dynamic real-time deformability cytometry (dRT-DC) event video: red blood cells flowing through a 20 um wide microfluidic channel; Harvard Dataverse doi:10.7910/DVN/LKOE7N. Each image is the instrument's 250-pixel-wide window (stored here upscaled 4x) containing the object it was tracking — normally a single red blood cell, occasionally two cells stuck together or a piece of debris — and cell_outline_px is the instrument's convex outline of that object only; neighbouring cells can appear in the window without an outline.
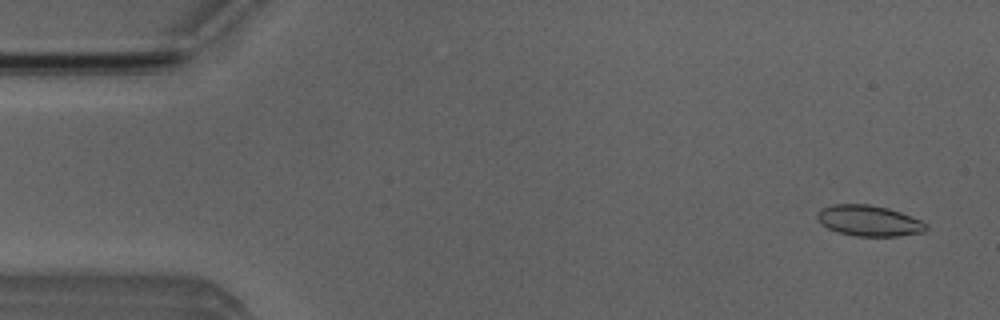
{"species": "Egyptian fruit bat (a non-hibernating species)", "species_latin": "Rousettus aegyptiacus", "temperature_condition": "room temperature", "stored_images_in_passage": 51, "camera_frame_rate_fps": 3000, "um_per_image_px": 0.085, "animal": {"sex": "male"}, "frame": {"image": 1, "passage_image": 3, "time_ms": 0.667, "image_size_px": [1000, 320], "cell_outline_px": [[928, 228], [924, 232], [896, 236], [856, 236], [836, 232], [820, 224], [816, 216], [816, 212], [820, 208], [832, 204], [868, 204], [888, 208], [912, 216], [928, 224]], "centroid_in_image_um": [73.83, 18.76], "position_along_channel_um": 11.2, "area_um2": 19.77}}
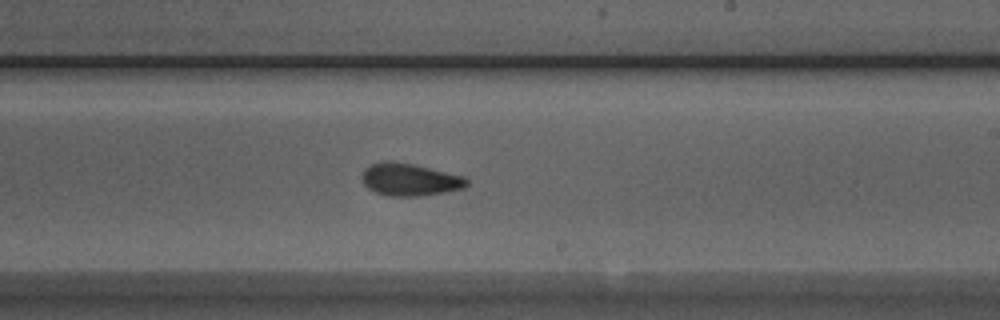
{"frame": {"image": 2, "passage_image": 30, "time_ms": 9.667, "image_size_px": [1000, 320], "cell_outline_px": [[468, 184], [464, 188], [444, 192], [420, 196], [388, 196], [376, 192], [368, 188], [364, 184], [364, 168], [368, 164], [380, 160], [392, 160], [412, 164], [464, 176], [468, 180]], "centroid_in_image_um": [34.81, 15.25], "position_along_channel_um": 254.2, "area_um2": 19.83}}
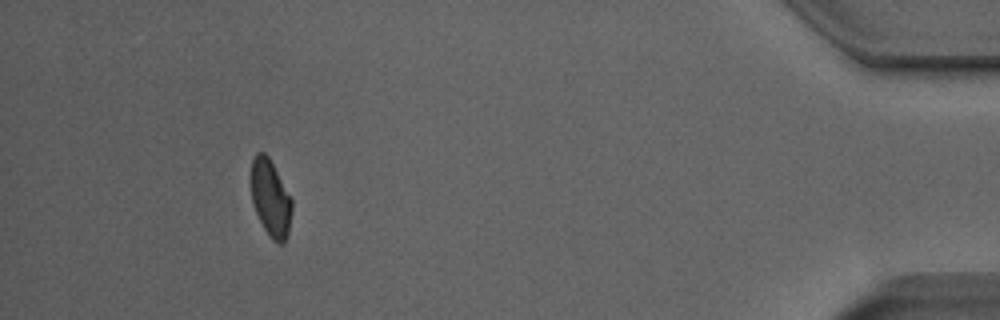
{"frame": {"image": 3, "passage_image": 47, "time_ms": 15.333, "image_size_px": [1000, 320], "cell_outline_px": [[292, 208], [288, 232], [284, 244], [280, 244], [272, 240], [264, 228], [252, 204], [252, 160], [256, 152], [264, 152], [268, 156], [292, 200]], "centroid_in_image_um": [23.0, 16.87], "position_along_channel_um": 412.2, "area_um2": 17.92}, "authors_computed_cell_mechanics": {"area_um2": 19.5942, "velocity_mm_per_s": 3.9898, "shape_relaxation_time_tau1_ms": 4.0552, "shape_relaxation_time_tau2_ms": 2.4415, "deformation_change_tau1": 0.1074, "deformation_change_tau2": 0.0793}}